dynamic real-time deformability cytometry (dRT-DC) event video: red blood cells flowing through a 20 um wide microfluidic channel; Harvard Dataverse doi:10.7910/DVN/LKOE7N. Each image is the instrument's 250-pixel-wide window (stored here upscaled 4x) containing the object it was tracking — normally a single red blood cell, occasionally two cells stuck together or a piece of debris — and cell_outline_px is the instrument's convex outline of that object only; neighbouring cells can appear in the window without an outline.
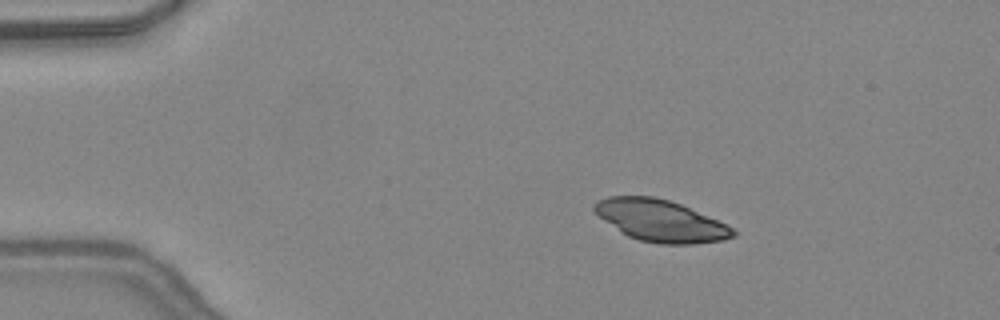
{"species": "common noctule bat (a hibernating species)", "species_latin": "Nyctalus noctula", "temperature_condition": "warm", "stored_images_in_passage": 4, "camera_frame_rate_fps": 3000, "um_per_image_px": 0.085, "animal": {"sex": "female", "body_mass_g": 24.6, "forearm_length_mm": 56.2}, "frame": {"image": 1, "passage_image": 2, "time_ms": 0.333, "image_size_px": [1000, 320], "cell_outline_px": [[736, 236], [724, 240], [692, 244], [660, 244], [640, 240], [628, 236], [604, 220], [592, 208], [592, 204], [596, 200], [608, 196], [652, 196], [668, 200], [680, 204], [728, 224], [736, 232]], "centroid_in_image_um": [56.16, 18.76], "position_along_channel_um": 28.8, "area_um2": 33.58}}